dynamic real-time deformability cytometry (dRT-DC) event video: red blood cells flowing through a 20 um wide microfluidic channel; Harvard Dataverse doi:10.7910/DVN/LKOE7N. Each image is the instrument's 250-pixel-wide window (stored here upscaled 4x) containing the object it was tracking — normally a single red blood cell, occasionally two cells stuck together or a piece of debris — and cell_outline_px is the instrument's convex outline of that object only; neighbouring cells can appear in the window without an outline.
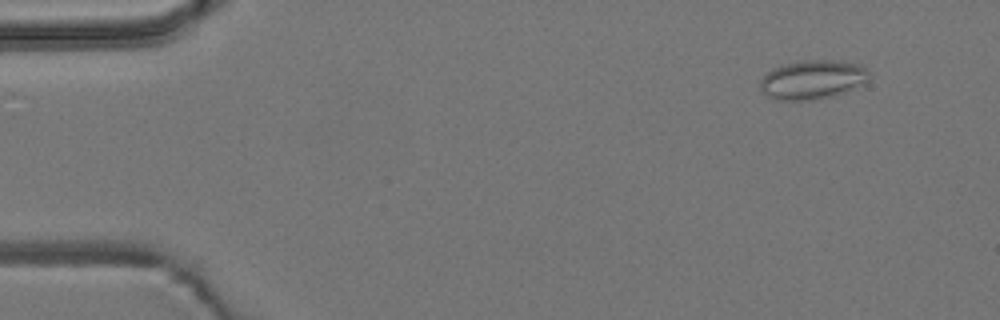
{"species": "common noctule bat (a hibernating species)", "species_latin": "Nyctalus noctula", "temperature_condition": "room temperature", "stored_images_in_passage": 54, "camera_frame_rate_fps": 3000, "um_per_image_px": 0.085, "animal": {"sex": "male", "body_mass_g": 19.2, "forearm_length_mm": 51.8}, "frame": {"image": 1, "passage_image": 5, "time_ms": 1.333, "image_size_px": [1000, 320], "cell_outline_px": [[868, 80], [864, 84], [844, 92], [832, 96], [812, 100], [776, 100], [768, 96], [760, 88], [760, 80], [772, 68], [780, 64], [796, 60], [844, 60], [860, 64], [868, 72]], "centroid_in_image_um": [69.06, 6.75], "position_along_channel_um": 15.9, "area_um2": 25.09}}
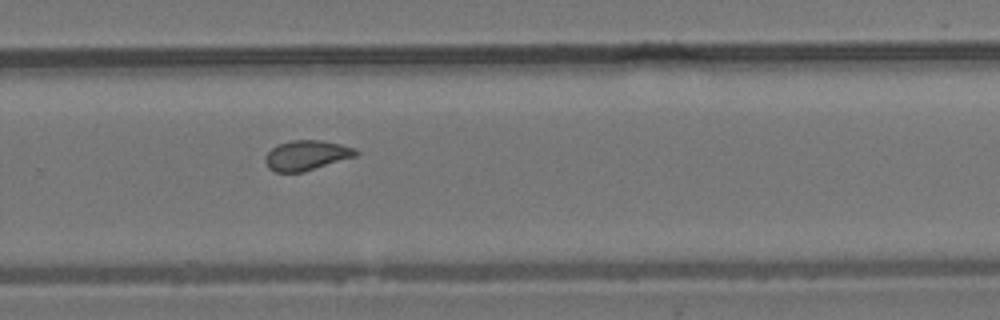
{"frame": {"image": 2, "passage_image": 36, "time_ms": 11.667, "image_size_px": [1000, 320], "cell_outline_px": [[360, 152], [356, 156], [304, 172], [276, 172], [268, 168], [264, 160], [264, 156], [276, 144], [292, 140], [324, 140], [356, 148]], "centroid_in_image_um": [26.05, 13.2], "position_along_channel_um": 303.7, "area_um2": 16.01}}
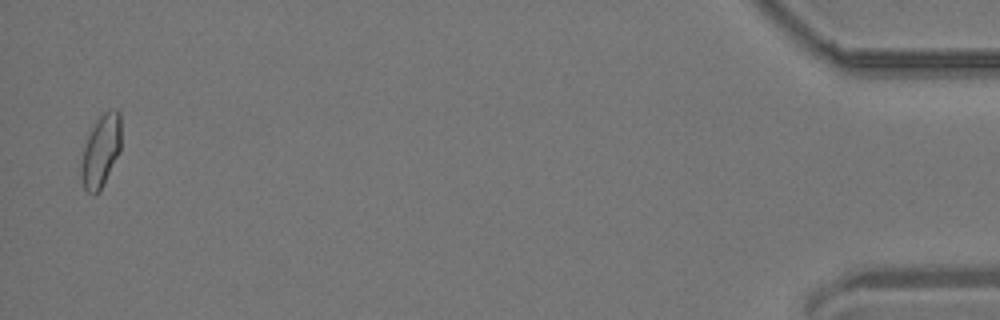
{"frame": {"image": 3, "passage_image": 53, "time_ms": 17.333, "image_size_px": [1000, 320], "cell_outline_px": [[120, 152], [100, 192], [92, 196], [84, 188], [80, 176], [80, 164], [84, 148], [88, 136], [96, 120], [104, 112], [112, 108], [116, 108], [120, 112]], "centroid_in_image_um": [8.57, 12.86], "position_along_channel_um": 426.6, "area_um2": 17.05}, "authors_computed_cell_mechanics": {"area_um2": 16.0395, "velocity_mm_per_s": 3.8247, "shape_relaxation_time_tau1_ms": null, "shape_relaxation_time_tau2_ms": 1.3737, "deformation_change_tau1": null, "deformation_change_tau2": 0.064}}